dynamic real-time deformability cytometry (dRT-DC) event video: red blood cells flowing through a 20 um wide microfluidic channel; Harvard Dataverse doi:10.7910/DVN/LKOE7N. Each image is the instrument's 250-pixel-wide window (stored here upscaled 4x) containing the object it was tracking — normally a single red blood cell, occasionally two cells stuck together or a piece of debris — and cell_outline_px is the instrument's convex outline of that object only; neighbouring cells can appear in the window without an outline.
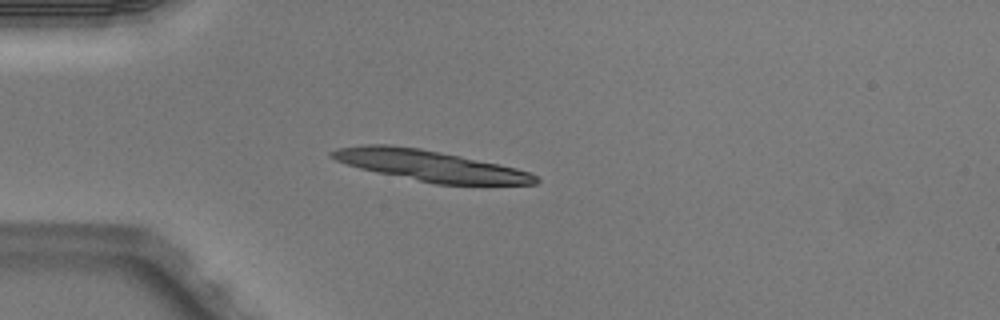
{"species": "Egyptian fruit bat (a non-hibernating species)", "species_latin": "Rousettus aegyptiacus", "temperature_condition": "warm", "stored_images_in_passage": 4, "camera_frame_rate_fps": 3000, "um_per_image_px": 0.085, "animal": {"sex": "male"}, "frame": {"image": 1, "passage_image": 3, "time_ms": 0.667, "image_size_px": [1000, 320], "cell_outline_px": [[540, 180], [536, 184], [436, 184], [376, 172], [360, 168], [336, 160], [328, 156], [328, 152], [336, 148], [368, 144], [388, 144], [420, 148], [460, 156], [516, 168], [528, 172], [536, 176]], "centroid_in_image_um": [36.5, 14.07], "position_along_channel_um": 48.5, "area_um2": 36.18}}